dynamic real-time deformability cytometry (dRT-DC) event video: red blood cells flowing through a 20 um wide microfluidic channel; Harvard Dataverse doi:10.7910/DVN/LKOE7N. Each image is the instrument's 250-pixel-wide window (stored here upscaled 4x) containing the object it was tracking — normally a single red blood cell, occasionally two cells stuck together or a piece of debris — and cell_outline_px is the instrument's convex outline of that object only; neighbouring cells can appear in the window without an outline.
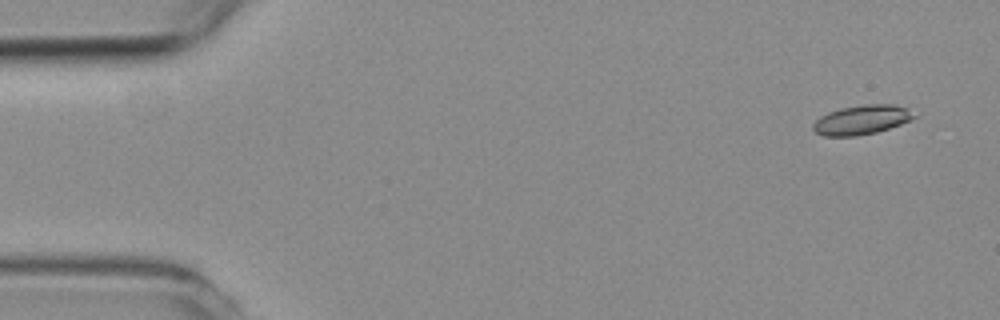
{"species": "common noctule bat (a hibernating species)", "species_latin": "Nyctalus noctula", "temperature_condition": "room temperature", "stored_images_in_passage": 4, "camera_frame_rate_fps": 3000, "um_per_image_px": 0.085, "animal": {"sex": "female", "body_mass_g": 19.3, "forearm_length_mm": 54.1}, "frame": {"image": 1, "passage_image": 1, "time_ms": 0.0, "image_size_px": [1000, 320], "cell_outline_px": [[916, 116], [900, 124], [876, 132], [856, 136], [824, 136], [816, 132], [812, 128], [812, 124], [820, 116], [828, 112], [840, 108], [864, 104], [896, 104], [908, 108]], "centroid_in_image_um": [73.21, 10.17], "position_along_channel_um": 11.8, "area_um2": 17.22}}
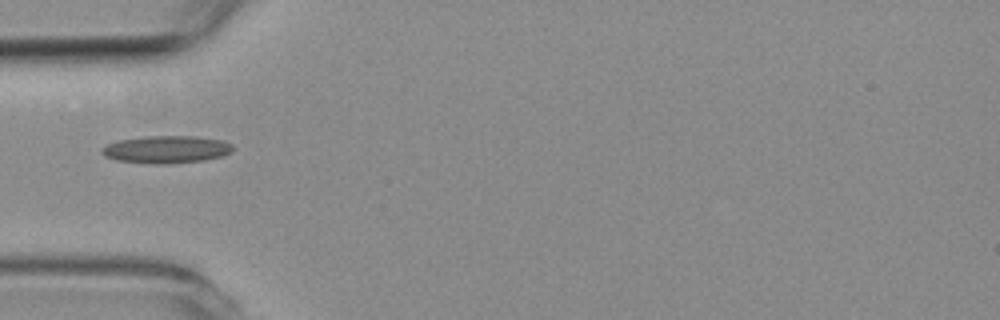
{"frame": {"image": 2, "passage_image": 4, "time_ms": 4.333, "image_size_px": [1000, 320], "cell_outline_px": [[232, 152], [224, 156], [204, 160], [164, 164], [156, 164], [116, 160], [104, 156], [100, 152], [100, 148], [108, 144], [120, 140], [144, 136], [196, 136], [220, 140], [232, 144]], "centroid_in_image_um": [14.13, 12.7], "position_along_channel_um": 70.9, "area_um2": 20.98}}